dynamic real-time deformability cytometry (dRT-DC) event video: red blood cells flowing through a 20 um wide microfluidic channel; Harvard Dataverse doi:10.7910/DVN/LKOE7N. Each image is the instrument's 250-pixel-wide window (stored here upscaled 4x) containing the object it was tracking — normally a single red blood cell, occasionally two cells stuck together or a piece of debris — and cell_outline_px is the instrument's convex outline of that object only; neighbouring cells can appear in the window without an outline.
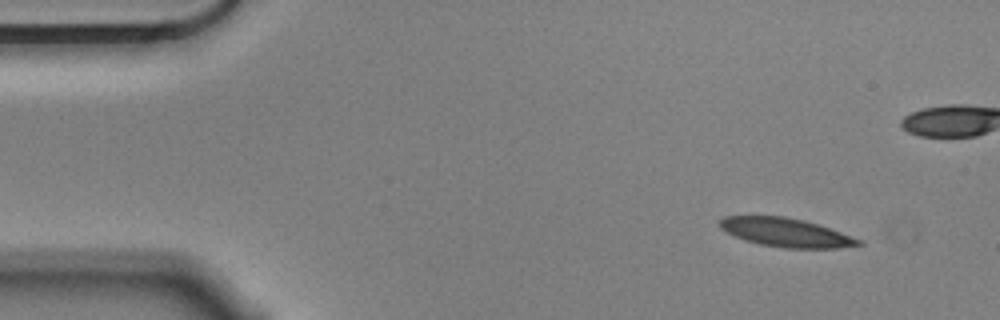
{"species": "Egyptian fruit bat (a non-hibernating species)", "species_latin": "Rousettus aegyptiacus", "temperature_condition": "cold", "stored_images_in_passage": 52, "camera_frame_rate_fps": 3000, "um_per_image_px": 0.085, "animal": {"sex": "male"}, "frame": {"image": 1, "passage_image": 1, "time_ms": 0.0, "image_size_px": [1000, 320], "cell_outline_px": [[864, 244], [840, 248], [784, 248], [760, 244], [744, 240], [720, 228], [720, 220], [724, 216], [784, 216], [804, 220], [864, 240]], "centroid_in_image_um": [66.84, 19.77], "position_along_channel_um": 18.2, "area_um2": 23.06}}
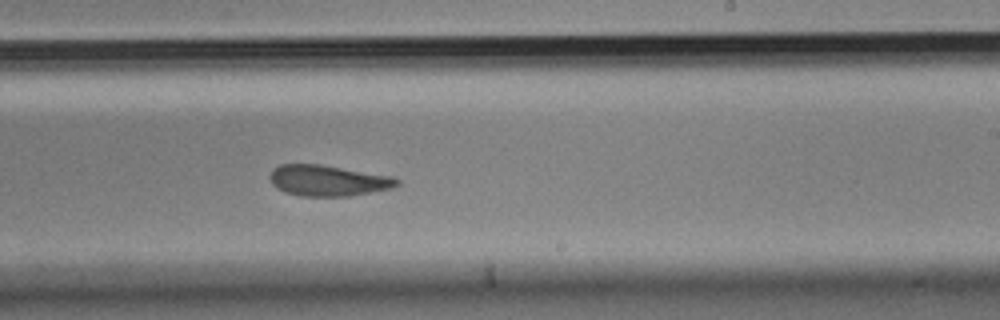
{"frame": {"image": 2, "passage_image": 29, "time_ms": 9.333, "image_size_px": [1000, 320], "cell_outline_px": [[400, 184], [392, 188], [352, 196], [300, 196], [284, 192], [276, 188], [272, 184], [268, 176], [272, 168], [280, 164], [320, 164], [392, 176], [400, 180]], "centroid_in_image_um": [27.85, 15.35], "position_along_channel_um": 261.1, "area_um2": 23.18}}
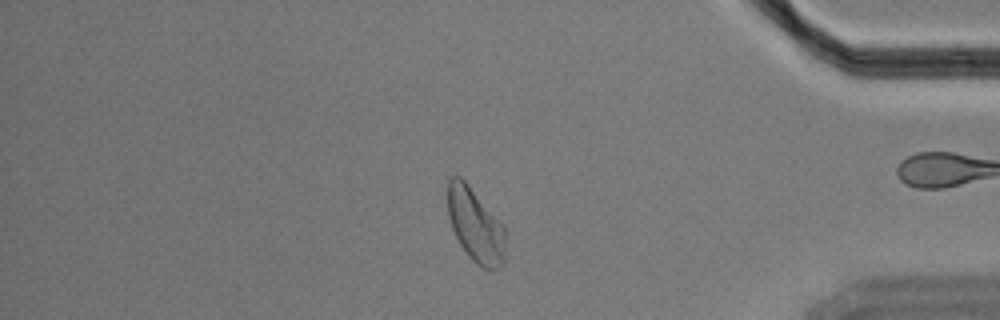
{"frame": {"image": 3, "passage_image": 43, "time_ms": 14.0, "image_size_px": [1000, 320], "cell_outline_px": [[504, 260], [500, 268], [484, 268], [476, 264], [468, 256], [460, 244], [452, 228], [448, 216], [448, 180], [452, 176], [460, 176], [468, 184], [504, 224]], "centroid_in_image_um": [40.4, 19.13], "position_along_channel_um": 394.8, "area_um2": 24.74}, "authors_computed_cell_mechanics": {"area_um2": 24.0737, "velocity_mm_per_s": 3.5285, "shape_relaxation_time_tau1_ms": 7.1433, "shape_relaxation_time_tau2_ms": 2.3381, "deformation_change_tau1": 0.1393, "deformation_change_tau2": 0.0903}}